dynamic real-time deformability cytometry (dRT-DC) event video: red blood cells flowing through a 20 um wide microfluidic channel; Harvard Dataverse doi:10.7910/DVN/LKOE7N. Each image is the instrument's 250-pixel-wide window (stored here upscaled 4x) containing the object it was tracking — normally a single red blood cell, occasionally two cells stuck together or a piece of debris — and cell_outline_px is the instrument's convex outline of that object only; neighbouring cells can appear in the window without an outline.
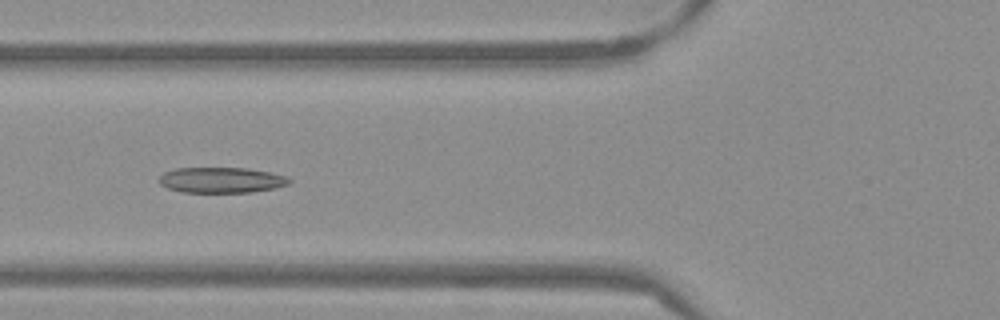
{"species": "Egyptian fruit bat (a non-hibernating species)", "species_latin": "Rousettus aegyptiacus", "temperature_condition": "warm", "stored_images_in_passage": 52, "camera_frame_rate_fps": 3000, "um_per_image_px": 0.085, "frame": {"image": 1, "passage_image": 19, "time_ms": 6.0, "image_size_px": [1000, 320], "cell_outline_px": [[292, 180], [288, 184], [272, 188], [252, 192], [184, 192], [168, 188], [160, 184], [160, 176], [164, 172], [176, 168], [248, 168], [268, 172], [284, 176]], "centroid_in_image_um": [18.79, 15.3], "position_along_channel_um": 107.0, "area_um2": 19.13}}
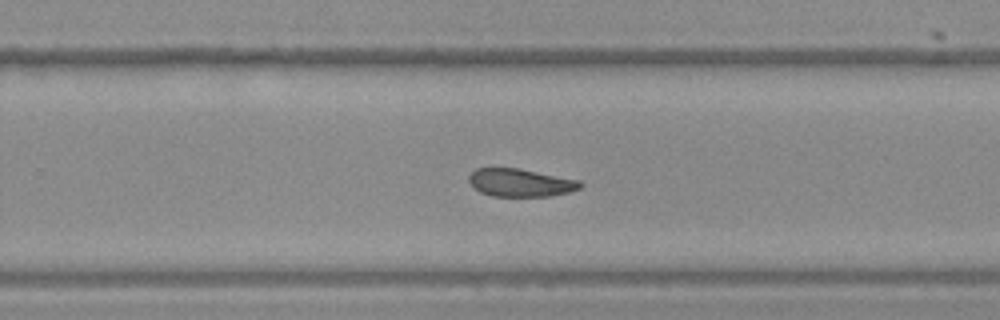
{"frame": {"image": 2, "passage_image": 33, "time_ms": 10.667, "image_size_px": [1000, 320], "cell_outline_px": [[584, 184], [580, 188], [568, 192], [548, 196], [492, 196], [480, 192], [468, 180], [468, 176], [476, 168], [520, 168], [580, 180]], "centroid_in_image_um": [44.26, 15.52], "position_along_channel_um": 285.5, "area_um2": 18.09}}
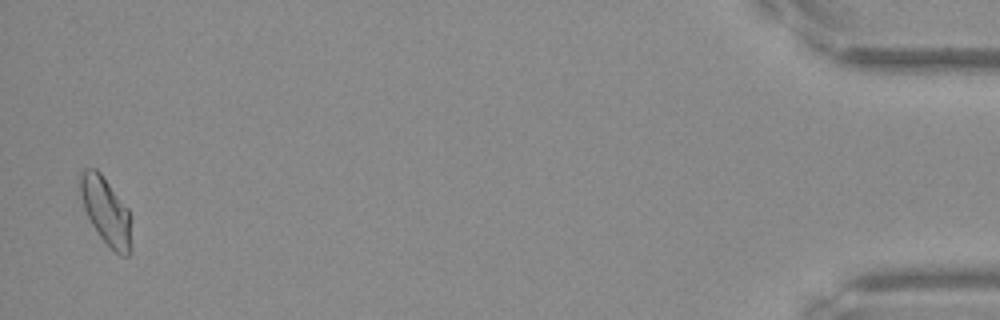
{"frame": {"image": 3, "passage_image": 51, "time_ms": 16.667, "image_size_px": [1000, 320], "cell_outline_px": [[132, 248], [128, 256], [120, 256], [100, 236], [92, 224], [84, 208], [80, 192], [80, 172], [84, 168], [96, 168], [100, 172], [128, 208]], "centroid_in_image_um": [9.01, 17.92], "position_along_channel_um": 426.2, "area_um2": 19.77}, "authors_computed_cell_mechanics": {"area_um2": 19.4208, "velocity_mm_per_s": 3.8266, "shape_relaxation_time_tau1_ms": null, "shape_relaxation_time_tau2_ms": 5.6837, "deformation_change_tau1": null, "deformation_change_tau2": 0.141}}